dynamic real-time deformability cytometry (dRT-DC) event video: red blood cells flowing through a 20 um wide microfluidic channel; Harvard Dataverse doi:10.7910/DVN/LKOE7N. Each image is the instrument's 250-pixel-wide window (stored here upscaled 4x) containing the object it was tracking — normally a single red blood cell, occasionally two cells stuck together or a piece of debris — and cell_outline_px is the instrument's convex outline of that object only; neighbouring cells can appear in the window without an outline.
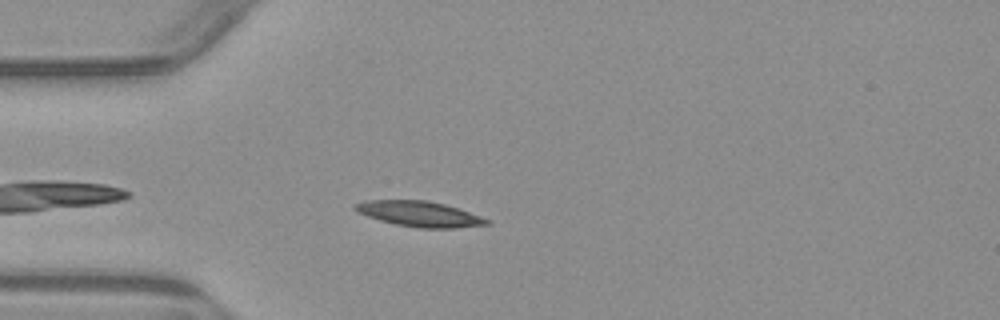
{"species": "common noctule bat (a hibernating species)", "species_latin": "Nyctalus noctula", "temperature_condition": "warm", "stored_images_in_passage": 5, "camera_frame_rate_fps": 3000, "um_per_image_px": 0.085, "animal": {"sex": "male", "body_mass_g": 23.1, "forearm_length_mm": 52.7}, "frame": {"image": 1, "passage_image": 4, "time_ms": 3.667, "image_size_px": [1000, 320], "cell_outline_px": [[492, 224], [456, 228], [416, 228], [396, 224], [380, 220], [356, 212], [352, 208], [352, 204], [364, 200], [428, 200], [460, 208], [492, 220]], "centroid_in_image_um": [35.67, 18.18], "position_along_channel_um": 49.3, "area_um2": 19.88}}